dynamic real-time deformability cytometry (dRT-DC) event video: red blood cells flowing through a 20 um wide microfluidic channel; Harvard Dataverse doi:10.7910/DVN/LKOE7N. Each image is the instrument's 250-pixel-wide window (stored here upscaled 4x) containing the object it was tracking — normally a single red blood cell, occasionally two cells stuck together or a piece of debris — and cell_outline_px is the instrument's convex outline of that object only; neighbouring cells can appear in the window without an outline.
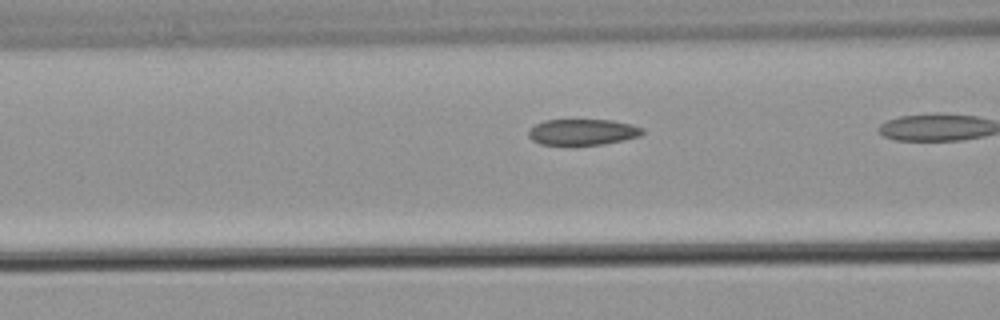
{"species": "common noctule bat (a hibernating species)", "species_latin": "Nyctalus noctula", "temperature_condition": "warm", "stored_images_in_passage": 8, "camera_frame_rate_fps": 3000, "um_per_image_px": 0.085, "animal": {"sex": "male", "body_mass_g": 21.5, "forearm_length_mm": 52.0}, "frame": {"image": 1, "passage_image": 6, "time_ms": 1.667, "image_size_px": [1000, 320], "cell_outline_px": [[644, 132], [640, 136], [624, 140], [604, 144], [572, 148], [540, 144], [532, 140], [528, 136], [528, 132], [536, 124], [544, 120], [612, 120], [632, 124], [644, 128]], "centroid_in_image_um": [49.51, 11.27], "position_along_channel_um": 117.1, "area_um2": 18.09}}